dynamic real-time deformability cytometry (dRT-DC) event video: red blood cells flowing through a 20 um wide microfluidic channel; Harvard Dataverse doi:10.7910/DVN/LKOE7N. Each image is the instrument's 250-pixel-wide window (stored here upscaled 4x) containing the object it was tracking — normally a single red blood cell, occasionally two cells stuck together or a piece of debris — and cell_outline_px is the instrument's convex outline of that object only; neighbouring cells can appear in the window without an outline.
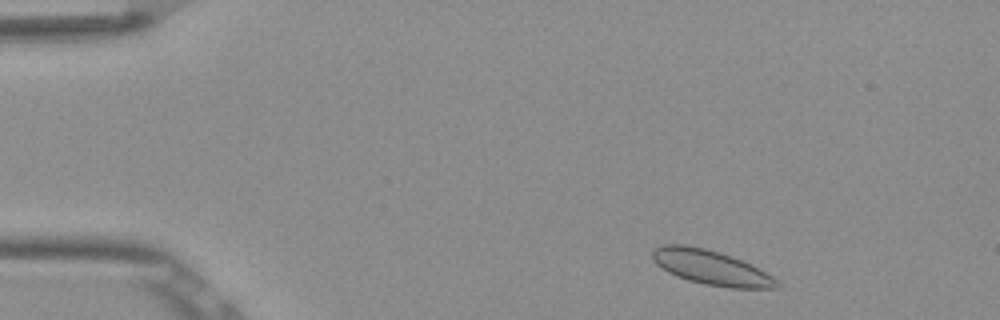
{"species": "Egyptian fruit bat (a non-hibernating species)", "species_latin": "Rousettus aegyptiacus", "temperature_condition": "room temperature", "stored_images_in_passage": 49, "camera_frame_rate_fps": 3000, "um_per_image_px": 0.085, "frame": {"image": 1, "passage_image": 3, "time_ms": 0.667, "image_size_px": [1000, 320], "cell_outline_px": [[780, 288], [728, 288], [704, 284], [688, 280], [676, 276], [668, 272], [656, 264], [652, 260], [652, 252], [656, 248], [664, 244], [684, 244], [704, 248], [720, 252], [732, 256], [752, 264], [772, 276], [780, 284]], "centroid_in_image_um": [60.44, 22.74], "position_along_channel_um": 24.6, "area_um2": 25.2}}
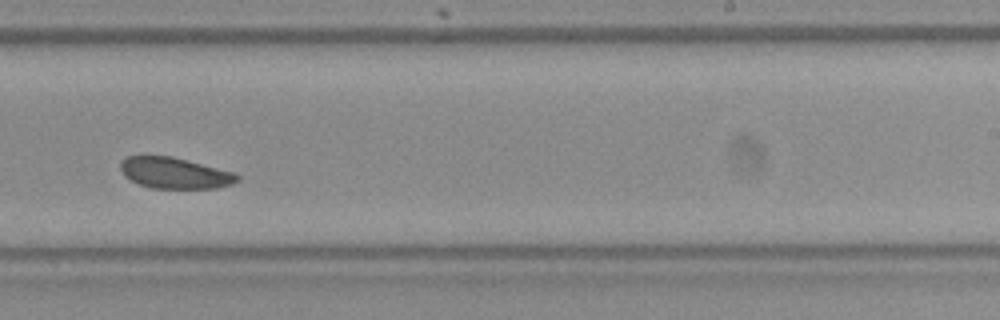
{"frame": {"image": 2, "passage_image": 29, "time_ms": 9.333, "image_size_px": [1000, 320], "cell_outline_px": [[240, 180], [232, 184], [216, 188], [152, 188], [140, 184], [124, 176], [120, 168], [120, 160], [128, 156], [172, 156], [236, 172], [240, 176]], "centroid_in_image_um": [14.89, 14.7], "position_along_channel_um": 274.1, "area_um2": 21.27}}
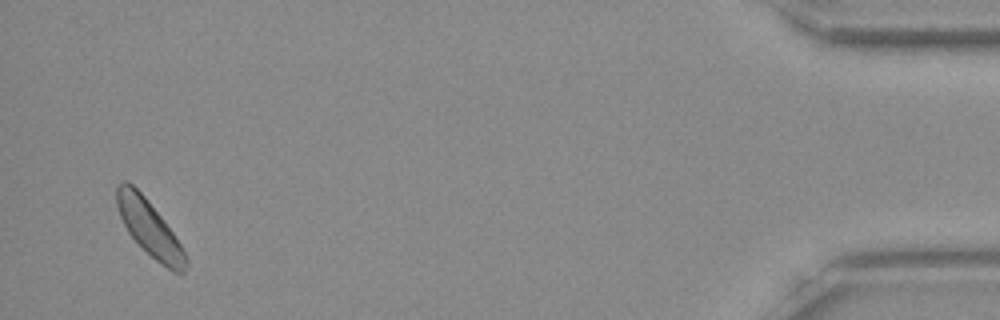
{"frame": {"image": 3, "passage_image": 47, "time_ms": 15.333, "image_size_px": [1000, 320], "cell_outline_px": [[188, 264], [184, 272], [172, 272], [160, 264], [128, 232], [120, 216], [116, 204], [116, 188], [124, 180], [132, 184], [144, 196], [160, 216], [172, 232], [180, 244], [188, 260]], "centroid_in_image_um": [12.7, 19.4], "position_along_channel_um": 422.5, "area_um2": 21.73}}